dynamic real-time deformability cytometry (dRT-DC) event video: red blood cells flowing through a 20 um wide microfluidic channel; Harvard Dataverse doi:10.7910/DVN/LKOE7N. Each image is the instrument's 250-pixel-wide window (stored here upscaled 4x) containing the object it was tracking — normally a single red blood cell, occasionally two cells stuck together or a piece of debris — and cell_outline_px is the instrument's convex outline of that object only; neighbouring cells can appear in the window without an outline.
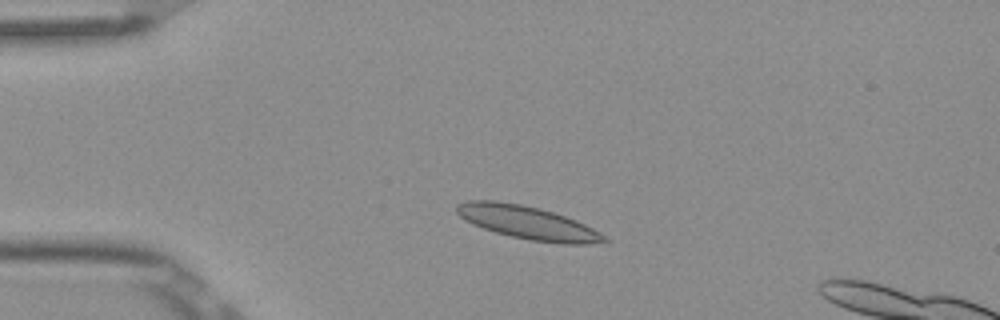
{"species": "Egyptian fruit bat (a non-hibernating species)", "species_latin": "Rousettus aegyptiacus", "temperature_condition": "room temperature", "stored_images_in_passage": 4, "camera_frame_rate_fps": 3000, "um_per_image_px": 0.085, "frame": {"image": 1, "passage_image": 2, "time_ms": 0.333, "image_size_px": [1000, 320], "cell_outline_px": [[612, 240], [588, 244], [564, 244], [532, 240], [512, 236], [496, 232], [472, 224], [464, 220], [456, 212], [456, 204], [468, 200], [492, 200], [520, 204], [540, 208], [576, 220], [600, 232]], "centroid_in_image_um": [44.85, 18.92], "position_along_channel_um": 40.2, "area_um2": 28.38}}